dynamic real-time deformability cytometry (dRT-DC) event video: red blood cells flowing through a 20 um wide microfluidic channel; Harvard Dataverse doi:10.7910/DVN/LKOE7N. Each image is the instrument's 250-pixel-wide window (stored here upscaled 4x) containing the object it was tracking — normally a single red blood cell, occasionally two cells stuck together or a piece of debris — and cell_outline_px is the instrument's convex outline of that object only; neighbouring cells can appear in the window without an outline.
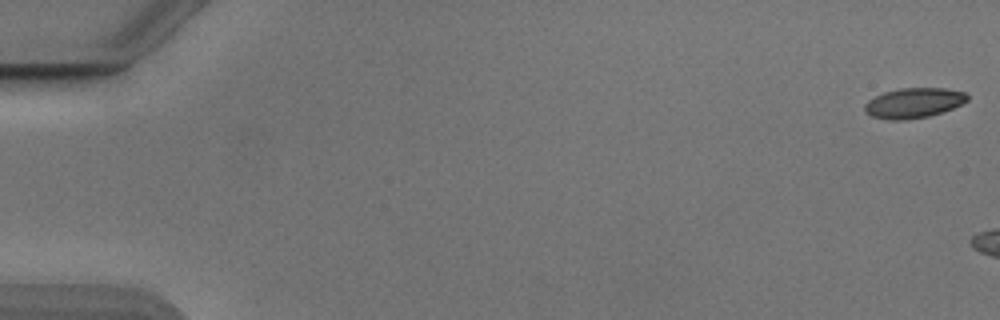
{"species": "Egyptian fruit bat (a non-hibernating species)", "species_latin": "Rousettus aegyptiacus", "temperature_condition": "cold", "stored_images_in_passage": 10, "camera_frame_rate_fps": 3000, "um_per_image_px": 0.085, "animal": {"sex": "male"}, "frame": {"image": 1, "passage_image": 1, "time_ms": 0.0, "image_size_px": [1000, 320], "cell_outline_px": [[968, 100], [952, 108], [928, 116], [904, 120], [888, 120], [872, 116], [864, 112], [864, 104], [868, 100], [884, 92], [900, 88], [944, 88], [964, 92], [968, 96]], "centroid_in_image_um": [77.62, 8.75], "position_along_channel_um": 7.4, "area_um2": 17.86}}